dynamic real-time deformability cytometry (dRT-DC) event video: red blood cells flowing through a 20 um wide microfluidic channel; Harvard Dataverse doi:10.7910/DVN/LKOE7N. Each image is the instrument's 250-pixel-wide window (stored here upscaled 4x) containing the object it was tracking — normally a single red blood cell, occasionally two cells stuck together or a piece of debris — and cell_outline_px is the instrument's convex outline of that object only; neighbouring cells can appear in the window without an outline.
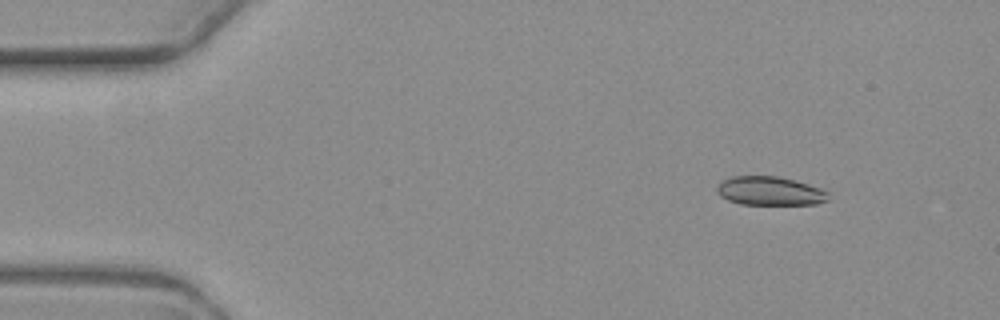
{"species": "common noctule bat (a hibernating species)", "species_latin": "Nyctalus noctula", "temperature_condition": "warm", "stored_images_in_passage": 4, "camera_frame_rate_fps": 3000, "um_per_image_px": 0.085, "animal": {"sex": "female", "body_mass_g": 19.3, "forearm_length_mm": 54.1}, "frame": {"image": 1, "passage_image": 1, "time_ms": 0.0, "image_size_px": [1000, 320], "cell_outline_px": [[828, 200], [816, 204], [740, 204], [728, 200], [720, 196], [716, 192], [716, 188], [724, 180], [732, 176], [776, 176], [808, 184], [820, 188], [828, 192]], "centroid_in_image_um": [65.42, 16.24], "position_along_channel_um": 19.6, "area_um2": 18.5}}